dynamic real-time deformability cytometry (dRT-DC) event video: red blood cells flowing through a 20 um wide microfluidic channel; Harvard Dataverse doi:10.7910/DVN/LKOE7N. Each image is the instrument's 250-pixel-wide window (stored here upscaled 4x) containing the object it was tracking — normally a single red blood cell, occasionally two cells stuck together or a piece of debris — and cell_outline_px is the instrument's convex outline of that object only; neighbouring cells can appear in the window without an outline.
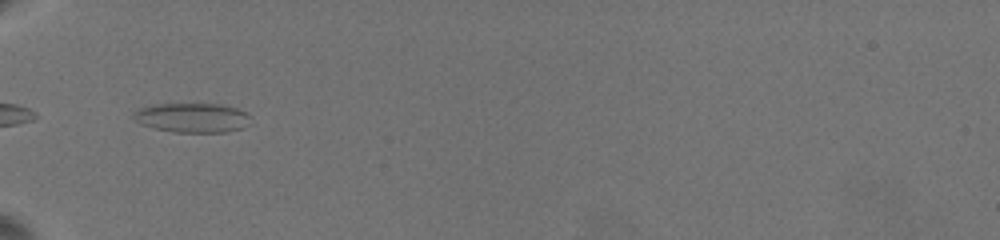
{"species": "common noctule bat (a hibernating species)", "species_latin": "Nyctalus noctula", "temperature_condition": "warm", "stored_images_in_passage": 36, "camera_frame_rate_fps": 3000, "um_per_image_px": 0.085, "animal": {"sex": "female", "body_mass_g": 19.5, "forearm_length_mm": 54.1}, "frame": {"image": 1, "passage_image": 1, "time_ms": 0.0, "image_size_px": [1000, 240], "cell_outline_px": [[252, 116], [248, 124], [244, 128], [228, 132], [176, 132], [152, 128], [140, 124], [132, 116], [132, 112], [140, 108], [156, 104], [220, 104], [236, 108], [248, 112]], "centroid_in_image_um": [16.37, 10.01], "position_along_channel_um": 68.6, "area_um2": 20.35}}
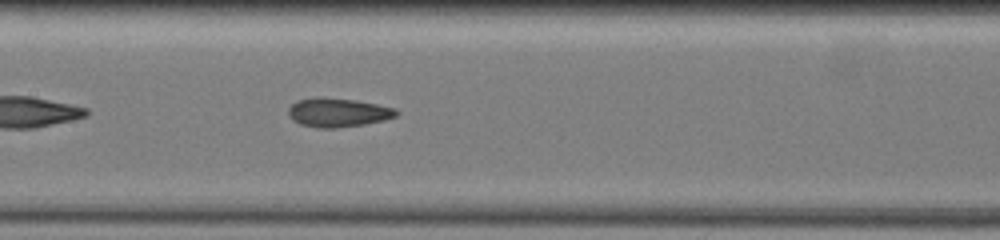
{"frame": {"image": 2, "passage_image": 12, "time_ms": 3.333, "image_size_px": [1000, 240], "cell_outline_px": [[400, 112], [396, 116], [384, 120], [364, 124], [336, 128], [316, 128], [300, 124], [292, 120], [288, 116], [288, 108], [296, 100], [316, 96], [356, 100], [396, 108]], "centroid_in_image_um": [28.69, 9.55], "position_along_channel_um": 178.7, "area_um2": 18.44}}
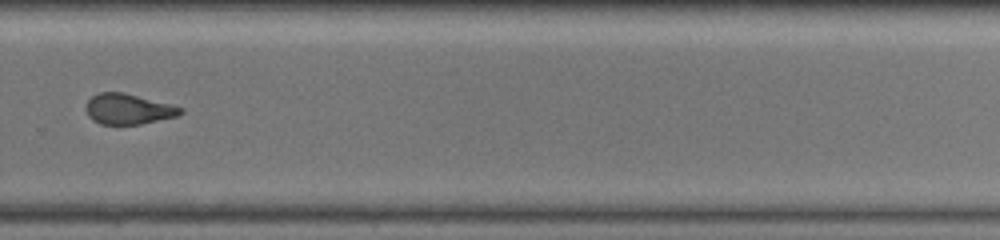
{"frame": {"image": 3, "passage_image": 22, "time_ms": 7.333, "image_size_px": [1000, 240], "cell_outline_px": [[184, 112], [180, 116], [140, 124], [100, 124], [92, 120], [88, 116], [84, 108], [88, 100], [92, 96], [100, 92], [124, 92], [184, 108]], "centroid_in_image_um": [10.9, 9.27], "position_along_channel_um": 318.9, "area_um2": 16.94}, "authors_computed_cell_mechanics": {"area_um2": 18.0914, "velocity_mm_per_s": 3.52, "shape_relaxation_time_tau1_ms": null, "shape_relaxation_time_tau2_ms": 1.9811, "deformation_change_tau1": null, "deformation_change_tau2": 0.0939}}